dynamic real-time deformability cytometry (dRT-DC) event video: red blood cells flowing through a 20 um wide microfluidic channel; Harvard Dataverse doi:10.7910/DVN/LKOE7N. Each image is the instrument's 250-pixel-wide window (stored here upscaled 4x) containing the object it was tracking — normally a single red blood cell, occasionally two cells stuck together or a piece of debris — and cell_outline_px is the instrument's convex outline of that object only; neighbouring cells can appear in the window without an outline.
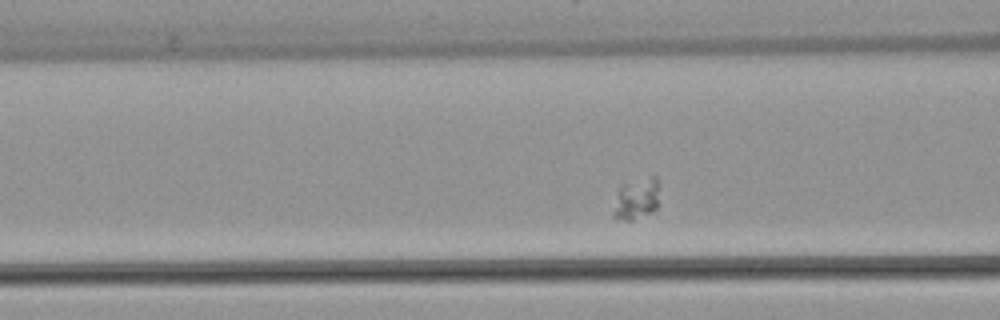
{"species": "common noctule bat (a hibernating species)", "species_latin": "Nyctalus noctula", "temperature_condition": "warm", "stored_images_in_passage": 42, "segment_of_instrument_passage": [2, 2], "camera_frame_rate_fps": 3000, "um_per_image_px": 0.085, "animal": {"sex": "female", "body_mass_g": 22.7, "forearm_length_mm": 54.2}, "frame": {"image": 1, "passage_image": 17, "time_ms": 5.333, "image_size_px": [1000, 320], "cell_outline_px": [[656, 208], [652, 212], [632, 220], [628, 220], [612, 216], [612, 212], [620, 188], [624, 184], [652, 176], [656, 176]], "centroid_in_image_um": [54.07, 16.93], "position_along_channel_um": 112.5, "area_um2": 10.4}}
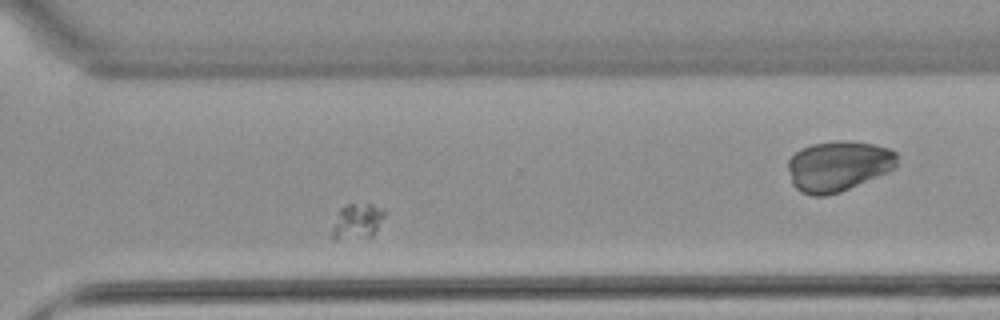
{"frame": {"image": 2, "passage_image": 36, "time_ms": 11.667, "image_size_px": [1000, 320], "cell_outline_px": [[384, 216], [372, 236], [332, 240], [332, 228], [336, 212], [340, 208], [348, 204], [372, 204], [384, 208]], "centroid_in_image_um": [30.32, 18.79], "position_along_channel_um": 340.3, "area_um2": 10.81}}
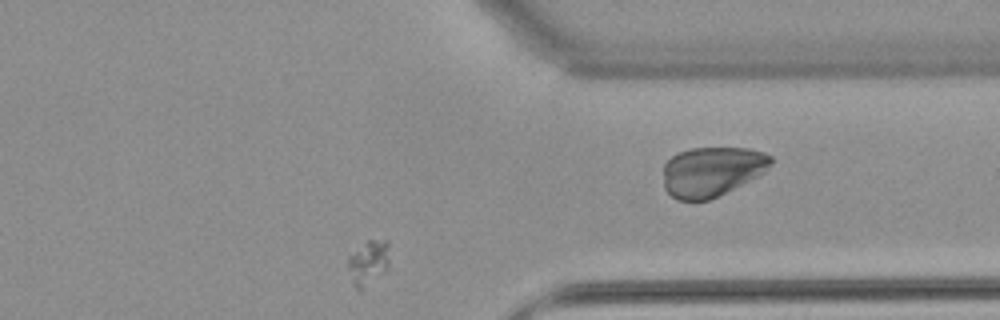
{"frame": {"image": 3, "passage_image": 40, "time_ms": 13.0, "image_size_px": [1000, 320], "cell_outline_px": [[388, 268], [384, 272], [360, 292], [352, 284], [348, 268], [348, 256], [368, 240], [388, 240]], "centroid_in_image_um": [31.29, 22.35], "position_along_channel_um": 380.1, "area_um2": 10.81}}